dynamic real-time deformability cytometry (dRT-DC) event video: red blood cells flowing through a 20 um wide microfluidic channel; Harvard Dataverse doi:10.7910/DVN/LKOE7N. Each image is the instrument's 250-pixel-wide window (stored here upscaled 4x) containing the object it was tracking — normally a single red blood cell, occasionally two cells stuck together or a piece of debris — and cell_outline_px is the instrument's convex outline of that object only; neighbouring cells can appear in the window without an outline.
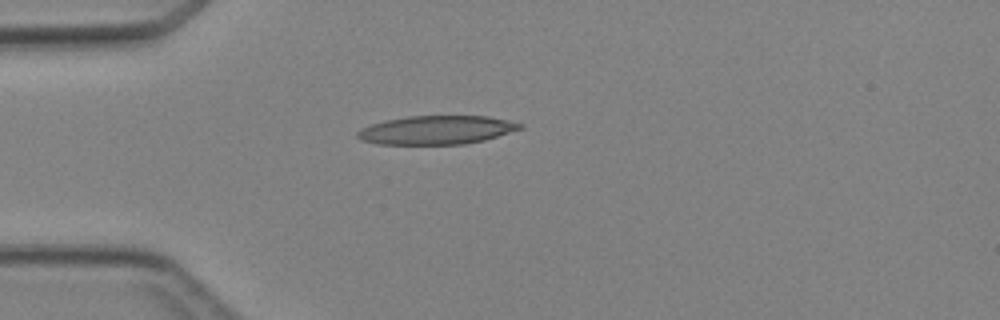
{"species": "Egyptian fruit bat (a non-hibernating species)", "species_latin": "Rousettus aegyptiacus", "temperature_condition": "cold", "stored_images_in_passage": 5, "camera_frame_rate_fps": 3000, "um_per_image_px": 0.085, "animal": {"sex": "female"}, "frame": {"image": 1, "passage_image": 4, "time_ms": 3.667, "image_size_px": [1000, 320], "cell_outline_px": [[524, 128], [484, 140], [464, 144], [376, 144], [364, 140], [356, 136], [356, 132], [360, 128], [372, 124], [388, 120], [408, 116], [488, 116], [508, 120], [524, 124]], "centroid_in_image_um": [37.13, 11.05], "position_along_channel_um": 47.9, "area_um2": 27.05}}